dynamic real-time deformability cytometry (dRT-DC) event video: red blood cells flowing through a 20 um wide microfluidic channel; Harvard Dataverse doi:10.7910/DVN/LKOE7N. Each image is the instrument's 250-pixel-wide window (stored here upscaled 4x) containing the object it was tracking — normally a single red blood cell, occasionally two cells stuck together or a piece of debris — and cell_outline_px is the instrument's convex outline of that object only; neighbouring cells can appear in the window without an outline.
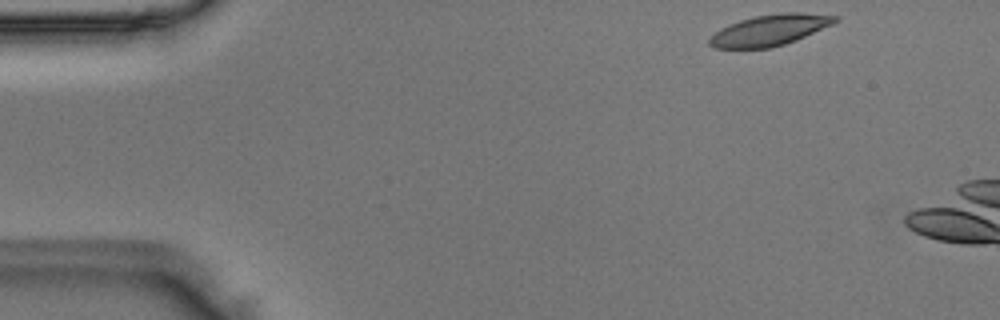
{"species": "Egyptian fruit bat (a non-hibernating species)", "species_latin": "Rousettus aegyptiacus", "temperature_condition": "room temperature", "stored_images_in_passage": 11, "camera_frame_rate_fps": 3000, "um_per_image_px": 0.085, "animal": {"sex": "male"}, "frame": {"image": 1, "passage_image": 1, "time_ms": 0.0, "image_size_px": [1000, 320], "cell_outline_px": [[840, 20], [832, 24], [796, 40], [772, 48], [712, 48], [708, 44], [708, 40], [720, 28], [728, 24], [740, 20], [756, 16], [780, 12], [800, 12], [840, 16]], "centroid_in_image_um": [65.43, 2.55], "position_along_channel_um": 19.6, "area_um2": 22.72}}